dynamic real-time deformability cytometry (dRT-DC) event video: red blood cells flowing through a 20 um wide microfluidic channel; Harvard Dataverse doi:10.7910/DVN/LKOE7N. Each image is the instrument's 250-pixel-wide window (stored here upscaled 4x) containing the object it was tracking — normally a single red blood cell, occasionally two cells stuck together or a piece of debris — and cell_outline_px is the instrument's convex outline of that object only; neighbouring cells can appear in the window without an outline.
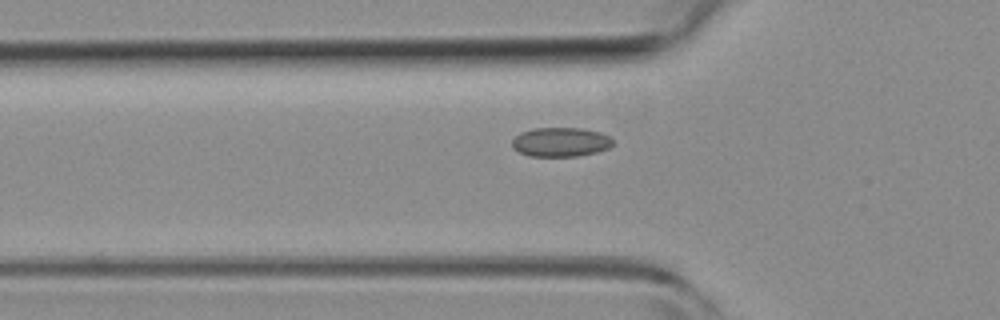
{"species": "common noctule bat (a hibernating species)", "species_latin": "Nyctalus noctula", "temperature_condition": "room temperature", "stored_images_in_passage": 44, "camera_frame_rate_fps": 3000, "um_per_image_px": 0.085, "animal": {"sex": "female", "body_mass_g": 19.3, "forearm_length_mm": 54.1}, "frame": {"image": 1, "passage_image": 16, "time_ms": 5.0, "image_size_px": [1000, 320], "cell_outline_px": [[616, 144], [608, 148], [596, 152], [576, 156], [528, 156], [512, 148], [512, 140], [520, 132], [532, 128], [580, 128], [600, 132], [608, 136]], "centroid_in_image_um": [47.64, 12.07], "position_along_channel_um": 78.2, "area_um2": 17.22}}
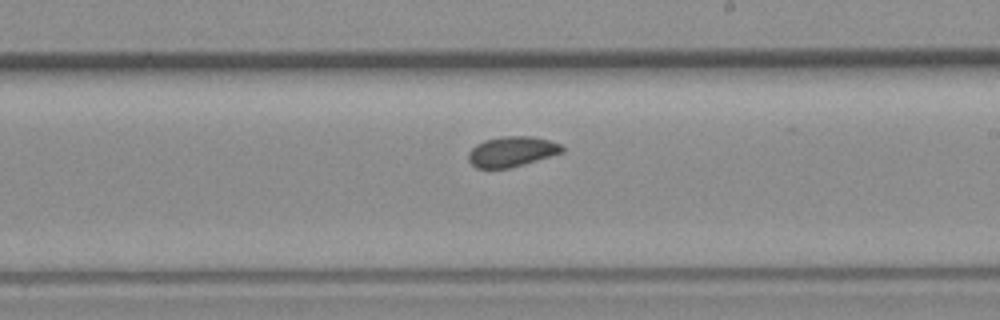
{"frame": {"image": 2, "passage_image": 28, "time_ms": 9.0, "image_size_px": [1000, 320], "cell_outline_px": [[564, 152], [524, 164], [508, 168], [476, 168], [468, 160], [468, 152], [476, 144], [484, 140], [500, 136], [532, 136], [548, 140], [560, 144], [564, 148]], "centroid_in_image_um": [43.49, 12.88], "position_along_channel_um": 245.5, "area_um2": 16.53}}
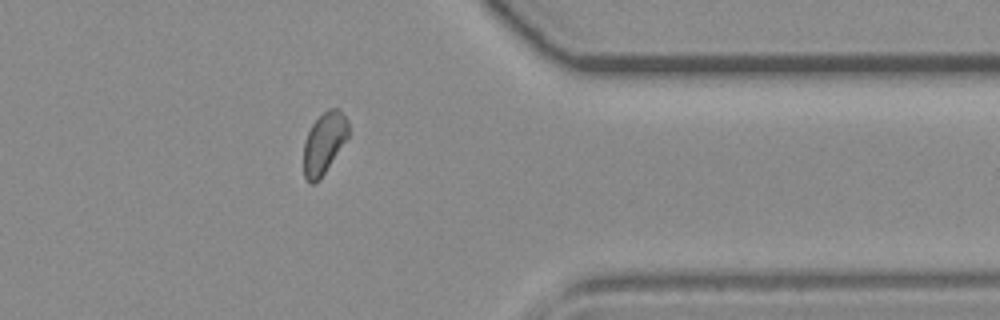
{"frame": {"image": 3, "passage_image": 39, "time_ms": 12.667, "image_size_px": [1000, 320], "cell_outline_px": [[348, 136], [320, 180], [316, 184], [308, 184], [304, 176], [304, 140], [312, 124], [328, 108], [336, 108], [348, 120]], "centroid_in_image_um": [27.52, 12.21], "position_along_channel_um": 383.9, "area_um2": 15.9}, "authors_computed_cell_mechanics": {"area_um2": 16.8198, "velocity_mm_per_s": 4.1712, "shape_relaxation_time_tau1_ms": 5.5485, "shape_relaxation_time_tau2_ms": 3.7512, "deformation_change_tau1": 0.0505, "deformation_change_tau2": 0.061}}